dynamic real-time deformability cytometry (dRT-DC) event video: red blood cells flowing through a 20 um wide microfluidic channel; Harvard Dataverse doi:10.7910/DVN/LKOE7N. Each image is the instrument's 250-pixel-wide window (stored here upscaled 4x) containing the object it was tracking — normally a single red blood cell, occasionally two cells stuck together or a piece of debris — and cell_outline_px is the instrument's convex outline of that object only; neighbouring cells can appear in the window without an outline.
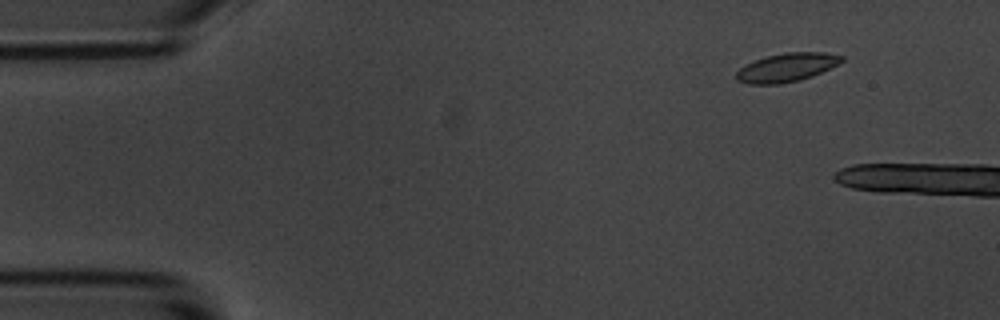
{"species": "common noctule bat (a hibernating species)", "species_latin": "Nyctalus noctula", "temperature_condition": "room temperature", "stored_images_in_passage": 3, "camera_frame_rate_fps": 3000, "um_per_image_px": 0.085, "animal": {"sex": "male", "body_mass_g": 20.1, "forearm_length_mm": 53.5}, "frame": {"image": 1, "passage_image": 2, "time_ms": 1.0, "image_size_px": [1000, 320], "cell_outline_px": [[844, 60], [812, 76], [800, 80], [780, 84], [748, 84], [736, 80], [736, 72], [740, 68], [756, 60], [768, 56], [784, 52], [824, 52], [844, 56]], "centroid_in_image_um": [66.86, 5.74], "position_along_channel_um": 18.1, "area_um2": 17.34}}